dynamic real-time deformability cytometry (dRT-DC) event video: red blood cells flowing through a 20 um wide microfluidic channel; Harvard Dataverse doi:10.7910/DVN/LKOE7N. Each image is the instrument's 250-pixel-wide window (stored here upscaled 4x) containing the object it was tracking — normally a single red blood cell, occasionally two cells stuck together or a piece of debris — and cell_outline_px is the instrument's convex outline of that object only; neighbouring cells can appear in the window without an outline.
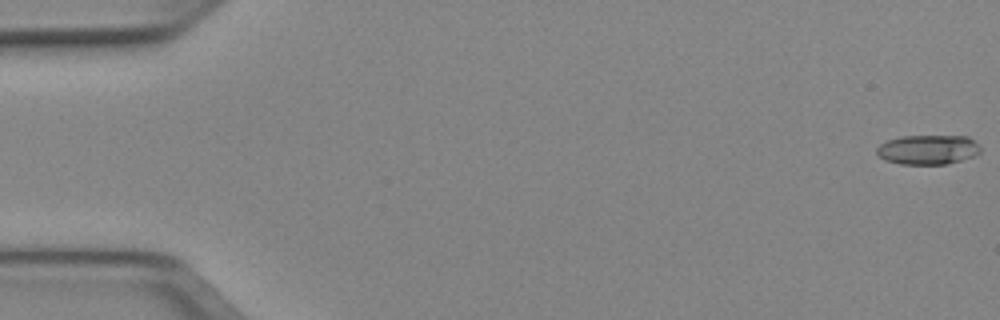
{"species": "Egyptian fruit bat (a non-hibernating species)", "species_latin": "Rousettus aegyptiacus", "temperature_condition": "cold", "stored_images_in_passage": 6, "camera_frame_rate_fps": 3000, "um_per_image_px": 0.085, "animal": {"sex": "female"}, "frame": {"image": 1, "passage_image": 1, "time_ms": 0.0, "image_size_px": [1000, 320], "cell_outline_px": [[980, 152], [972, 156], [948, 164], [900, 164], [884, 160], [876, 152], [876, 148], [880, 144], [888, 140], [900, 136], [968, 136], [980, 148]], "centroid_in_image_um": [78.83, 12.72], "position_along_channel_um": 6.2, "area_um2": 17.74}}